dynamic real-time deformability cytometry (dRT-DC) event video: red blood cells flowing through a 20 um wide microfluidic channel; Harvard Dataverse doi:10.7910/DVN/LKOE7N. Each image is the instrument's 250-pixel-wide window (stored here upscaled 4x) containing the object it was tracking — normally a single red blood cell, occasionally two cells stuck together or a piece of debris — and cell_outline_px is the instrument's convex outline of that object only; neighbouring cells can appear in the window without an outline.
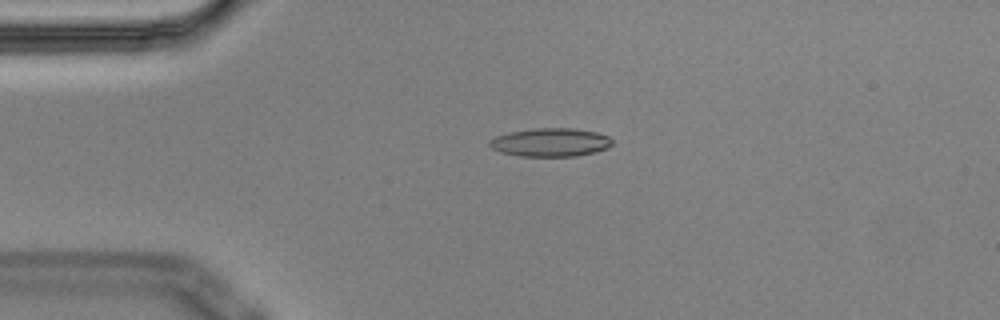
{"species": "Egyptian fruit bat (a non-hibernating species)", "species_latin": "Rousettus aegyptiacus", "temperature_condition": "cold", "stored_images_in_passage": 4, "camera_frame_rate_fps": 3000, "um_per_image_px": 0.085, "animal": {"sex": "male"}, "frame": {"image": 1, "passage_image": 4, "time_ms": 1.0, "image_size_px": [1000, 320], "cell_outline_px": [[612, 144], [608, 148], [596, 152], [576, 156], [520, 156], [500, 152], [492, 148], [488, 144], [488, 140], [496, 136], [508, 132], [532, 128], [572, 128], [596, 132], [608, 136], [612, 140]], "centroid_in_image_um": [46.77, 12.09], "position_along_channel_um": 38.2, "area_um2": 20.46}}